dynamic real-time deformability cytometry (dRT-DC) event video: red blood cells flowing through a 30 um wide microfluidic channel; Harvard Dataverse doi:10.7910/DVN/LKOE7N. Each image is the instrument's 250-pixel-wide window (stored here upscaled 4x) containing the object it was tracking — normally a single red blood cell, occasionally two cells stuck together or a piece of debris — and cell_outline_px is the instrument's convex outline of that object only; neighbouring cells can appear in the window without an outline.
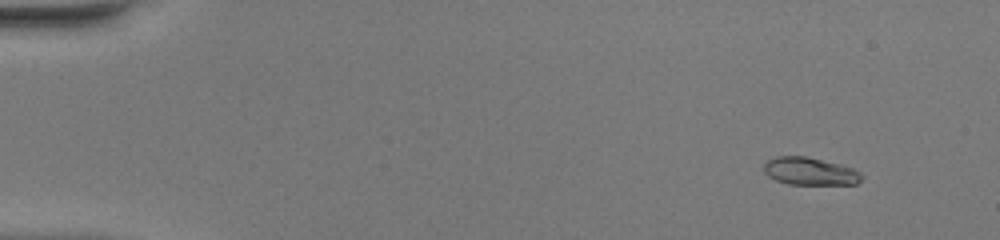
{"species": "common noctule bat (a hibernating species)", "species_latin": "Nyctalus noctula", "temperature_condition": "warm", "stored_images_in_passage": 51, "camera_frame_rate_fps": 3000, "um_per_image_px": 0.085, "animal": {"sex": "female", "body_mass_g": 20.0, "forearm_length_mm": 54.0}, "frame": {"image": 1, "passage_image": 5, "time_ms": 1.333, "image_size_px": [1000, 240], "cell_outline_px": [[864, 176], [856, 184], [788, 184], [776, 180], [768, 176], [764, 172], [764, 164], [768, 160], [776, 156], [804, 156], [840, 164], [852, 168], [860, 172]], "centroid_in_image_um": [68.84, 14.56], "position_along_channel_um": 16.2, "area_um2": 15.66}}
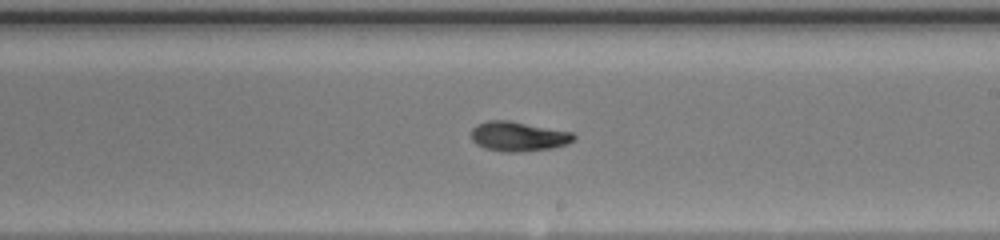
{"frame": {"image": 2, "passage_image": 31, "time_ms": 10.0, "image_size_px": [1000, 240], "cell_outline_px": [[576, 136], [568, 144], [552, 148], [516, 152], [504, 152], [484, 148], [476, 144], [472, 140], [472, 128], [476, 124], [488, 120], [508, 120], [572, 132]], "centroid_in_image_um": [44.03, 11.59], "position_along_channel_um": 245.0, "area_um2": 17.69}}
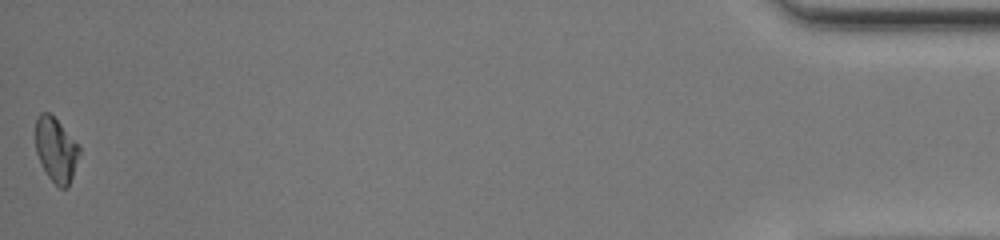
{"frame": {"image": 3, "passage_image": 51, "time_ms": 16.667, "image_size_px": [1000, 240], "cell_outline_px": [[80, 152], [68, 188], [60, 188], [48, 176], [36, 152], [36, 120], [40, 112], [48, 112], [60, 124], [80, 148]], "centroid_in_image_um": [4.75, 12.74], "position_along_channel_um": 430.4, "area_um2": 15.9}, "authors_computed_cell_mechanics": {"area_um2": 16.762, "velocity_mm_per_s": 4.1323, "shape_relaxation_time_tau1_ms": 7.8555, "shape_relaxation_time_tau2_ms": 1.6188, "deformation_change_tau1": 0.2782, "deformation_change_tau2": 0.058}}